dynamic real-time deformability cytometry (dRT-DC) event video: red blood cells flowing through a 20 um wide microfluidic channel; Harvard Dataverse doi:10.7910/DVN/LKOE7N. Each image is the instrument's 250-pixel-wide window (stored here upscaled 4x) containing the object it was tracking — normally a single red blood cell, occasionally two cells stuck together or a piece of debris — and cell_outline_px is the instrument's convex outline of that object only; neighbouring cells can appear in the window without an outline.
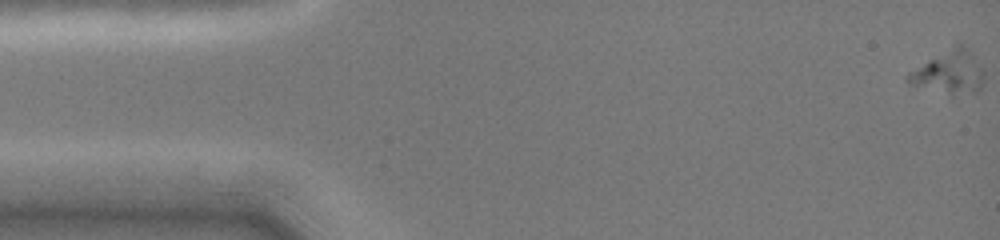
{"species": "common noctule bat (a hibernating species)", "species_latin": "Nyctalus noctula", "temperature_condition": "cold", "stored_images_in_passage": 22, "segment_of_instrument_passage": [1, 2], "camera_frame_rate_fps": 3000, "um_per_image_px": 0.085, "animal": {"sex": "female", "body_mass_g": 19.0, "forearm_length_mm": 51.5}, "frame": {"image": 1, "passage_image": 1, "time_ms": 0.0, "image_size_px": [1000, 240], "cell_outline_px": [[984, 80], [980, 88], [976, 92], [952, 96], [908, 84], [904, 80], [904, 76], [908, 72], [960, 40], [964, 44], [984, 72]], "centroid_in_image_um": [80.64, 6.15], "position_along_channel_um": 4.4, "area_um2": 19.54}}
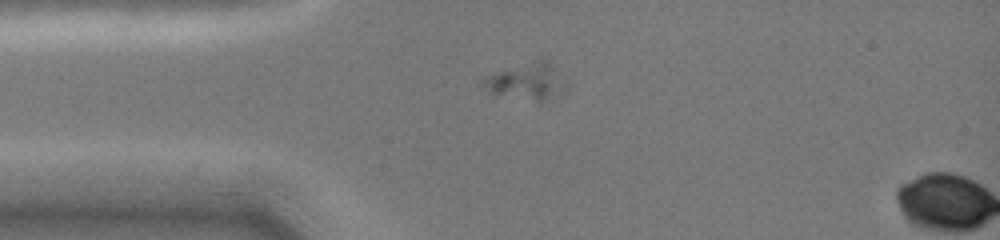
{"frame": {"image": 2, "passage_image": 18, "time_ms": 3.667, "image_size_px": [1000, 240], "cell_outline_px": [[568, 88], [540, 104], [496, 96], [488, 92], [476, 84], [476, 80], [484, 76], [540, 60], [544, 60], [568, 80]], "centroid_in_image_um": [44.69, 7.03], "position_along_channel_um": 40.3, "area_um2": 18.38}}